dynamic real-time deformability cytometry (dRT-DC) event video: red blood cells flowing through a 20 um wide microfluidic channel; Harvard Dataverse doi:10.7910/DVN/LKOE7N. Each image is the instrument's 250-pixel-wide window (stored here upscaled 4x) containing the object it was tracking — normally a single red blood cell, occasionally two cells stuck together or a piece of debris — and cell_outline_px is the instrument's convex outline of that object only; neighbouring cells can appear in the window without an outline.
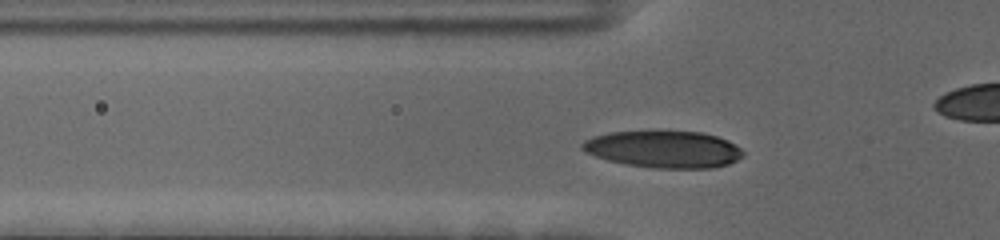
{"species": "human", "species_latin": "Homo sapiens", "temperature_condition": "cold", "stored_images_in_passage": 41, "camera_frame_rate_fps": 3000, "um_per_image_px": 0.085, "donor": {"sex": "female"}, "frame": {"image": 1, "passage_image": 14, "time_ms": 4.333, "image_size_px": [1000, 240], "cell_outline_px": [[744, 156], [728, 164], [712, 168], [656, 168], [624, 164], [608, 160], [596, 156], [580, 148], [580, 144], [584, 140], [592, 136], [612, 132], [700, 132], [716, 136], [728, 140], [740, 148], [744, 152]], "centroid_in_image_um": [56.42, 12.7], "position_along_channel_um": 69.4, "area_um2": 34.39}}
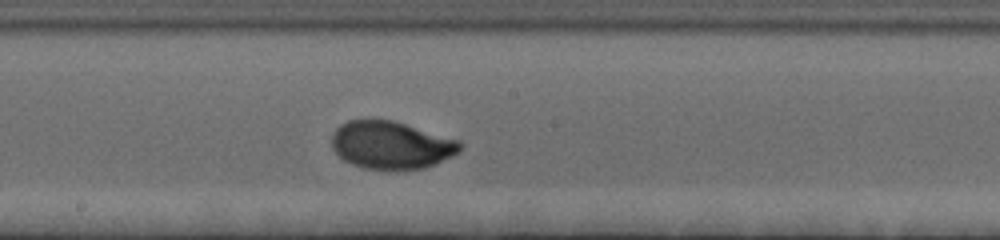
{"frame": {"image": 2, "passage_image": 26, "time_ms": 8.333, "image_size_px": [1000, 240], "cell_outline_px": [[464, 144], [452, 156], [424, 168], [360, 168], [344, 160], [332, 148], [332, 132], [340, 124], [348, 120], [392, 120], [460, 140]], "centroid_in_image_um": [33.22, 12.31], "position_along_channel_um": 215.0, "area_um2": 35.2}}
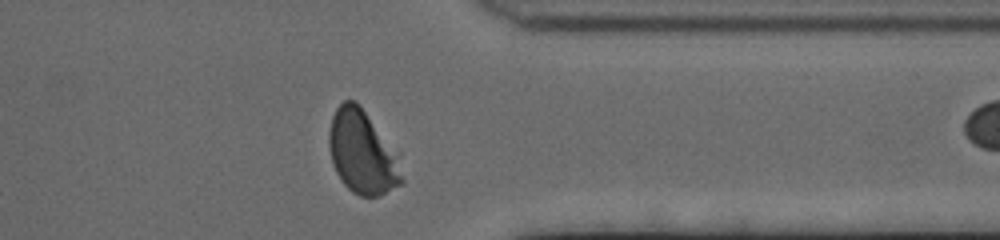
{"frame": {"image": 3, "passage_image": 40, "time_ms": 13.0, "image_size_px": [1000, 240], "cell_outline_px": [[404, 184], [380, 196], [360, 196], [352, 192], [340, 180], [332, 164], [328, 144], [328, 132], [332, 116], [336, 108], [344, 100], [356, 100], [360, 104], [392, 156], [404, 180]], "centroid_in_image_um": [30.67, 13.0], "position_along_channel_um": 380.7, "area_um2": 33.93}}